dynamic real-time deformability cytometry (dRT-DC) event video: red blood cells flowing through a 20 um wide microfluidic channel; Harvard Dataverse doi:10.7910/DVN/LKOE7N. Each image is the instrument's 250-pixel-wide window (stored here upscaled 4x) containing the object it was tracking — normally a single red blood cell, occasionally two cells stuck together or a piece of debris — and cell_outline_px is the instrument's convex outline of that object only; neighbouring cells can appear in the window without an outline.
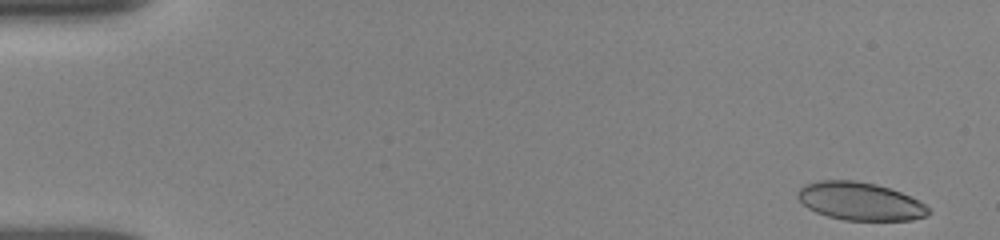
{"species": "human", "species_latin": "Homo sapiens", "temperature_condition": "room temperature", "stored_images_in_passage": 17, "camera_frame_rate_fps": 3000, "um_per_image_px": 0.085, "donor": {"sex": "female"}, "frame": {"image": 1, "passage_image": 2, "time_ms": 0.333, "image_size_px": [1000, 240], "cell_outline_px": [[932, 212], [924, 216], [912, 220], [844, 220], [828, 216], [816, 212], [808, 208], [796, 196], [796, 192], [804, 184], [820, 180], [852, 180], [876, 184], [900, 192], [924, 204]], "centroid_in_image_um": [73.06, 17.1], "position_along_channel_um": 11.9, "area_um2": 28.73}}
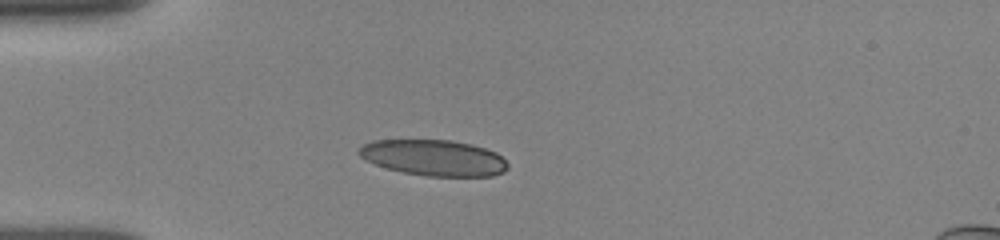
{"frame": {"image": 2, "passage_image": 15, "time_ms": 4.333, "image_size_px": [1000, 240], "cell_outline_px": [[508, 168], [504, 172], [492, 176], [428, 176], [404, 172], [388, 168], [376, 164], [360, 156], [356, 152], [364, 144], [372, 140], [452, 140], [472, 144], [496, 152], [508, 164]], "centroid_in_image_um": [36.9, 13.4], "position_along_channel_um": 48.1, "area_um2": 30.98}}
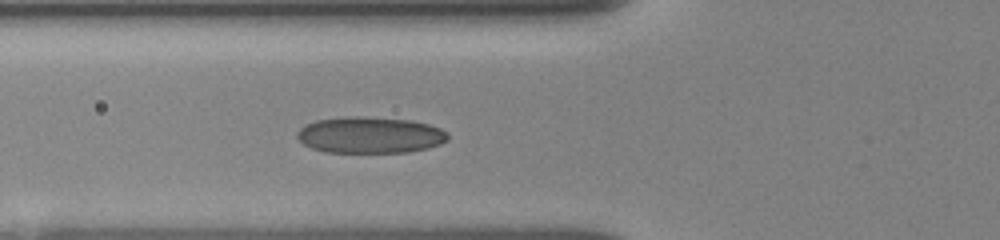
{"frame": {"image": 3, "passage_image": 17, "time_ms": 6.0, "image_size_px": [1000, 240], "cell_outline_px": [[448, 140], [440, 144], [428, 148], [408, 152], [324, 152], [312, 148], [304, 144], [296, 136], [296, 132], [304, 124], [316, 120], [348, 116], [356, 116], [412, 120], [428, 124], [440, 128], [448, 132]], "centroid_in_image_um": [31.44, 11.47], "position_along_channel_um": 94.4, "area_um2": 32.08}}